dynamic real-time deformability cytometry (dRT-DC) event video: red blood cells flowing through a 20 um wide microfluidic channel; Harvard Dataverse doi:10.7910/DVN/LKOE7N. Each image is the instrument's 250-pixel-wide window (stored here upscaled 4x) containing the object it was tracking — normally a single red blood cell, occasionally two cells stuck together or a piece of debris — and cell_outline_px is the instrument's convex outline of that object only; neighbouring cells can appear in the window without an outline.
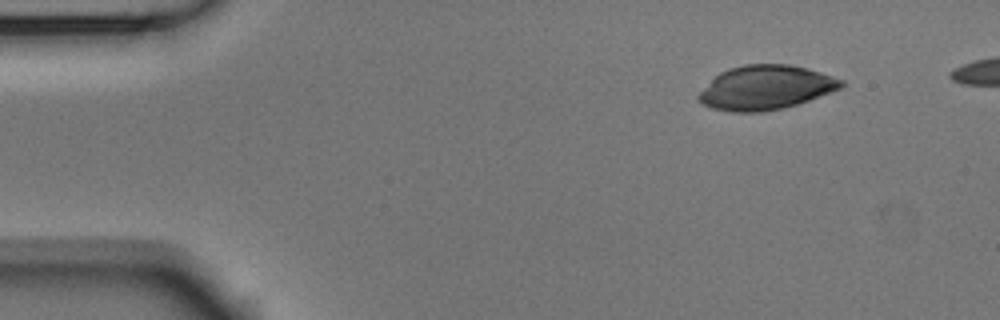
{"species": "Egyptian fruit bat (a non-hibernating species)", "species_latin": "Rousettus aegyptiacus", "temperature_condition": "room temperature", "stored_images_in_passage": 46, "camera_frame_rate_fps": 3000, "um_per_image_px": 0.085, "animal": {"sex": "male"}, "frame": {"image": 1, "passage_image": 1, "time_ms": 0.0, "image_size_px": [1000, 320], "cell_outline_px": [[844, 84], [840, 88], [808, 100], [796, 104], [764, 112], [732, 112], [712, 108], [700, 104], [696, 100], [696, 96], [720, 72], [728, 68], [744, 64], [788, 64], [808, 68], [844, 80]], "centroid_in_image_um": [65.04, 7.44], "position_along_channel_um": 20.0, "area_um2": 36.59}}
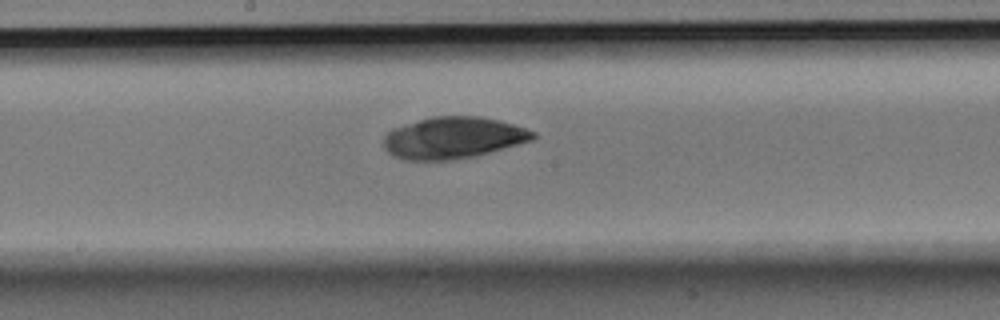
{"frame": {"image": 2, "passage_image": 23, "time_ms": 7.333, "image_size_px": [1000, 320], "cell_outline_px": [[536, 136], [532, 140], [476, 156], [452, 160], [400, 160], [392, 156], [384, 148], [384, 136], [392, 128], [404, 124], [432, 116], [480, 116], [500, 120], [536, 132]], "centroid_in_image_um": [38.48, 11.72], "position_along_channel_um": 209.7, "area_um2": 36.41}}
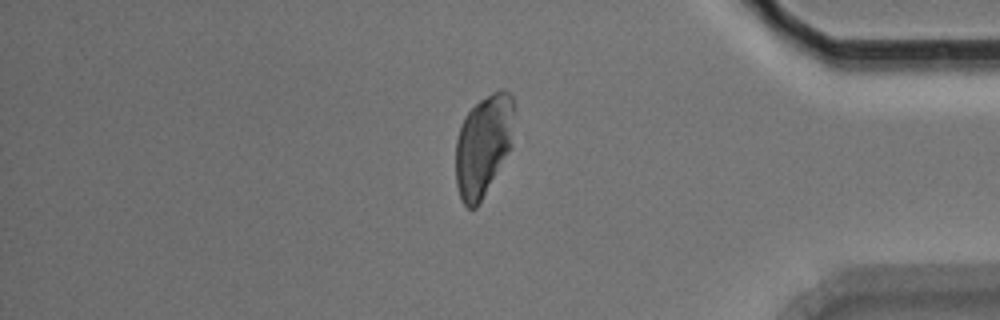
{"frame": {"image": 3, "passage_image": 40, "time_ms": 13.0, "image_size_px": [1000, 320], "cell_outline_px": [[516, 108], [512, 148], [476, 208], [468, 208], [464, 204], [460, 196], [456, 184], [456, 140], [460, 124], [464, 116], [480, 100], [492, 92], [500, 88], [504, 88], [512, 96]], "centroid_in_image_um": [41.12, 12.3], "position_along_channel_um": 394.1, "area_um2": 35.14}}